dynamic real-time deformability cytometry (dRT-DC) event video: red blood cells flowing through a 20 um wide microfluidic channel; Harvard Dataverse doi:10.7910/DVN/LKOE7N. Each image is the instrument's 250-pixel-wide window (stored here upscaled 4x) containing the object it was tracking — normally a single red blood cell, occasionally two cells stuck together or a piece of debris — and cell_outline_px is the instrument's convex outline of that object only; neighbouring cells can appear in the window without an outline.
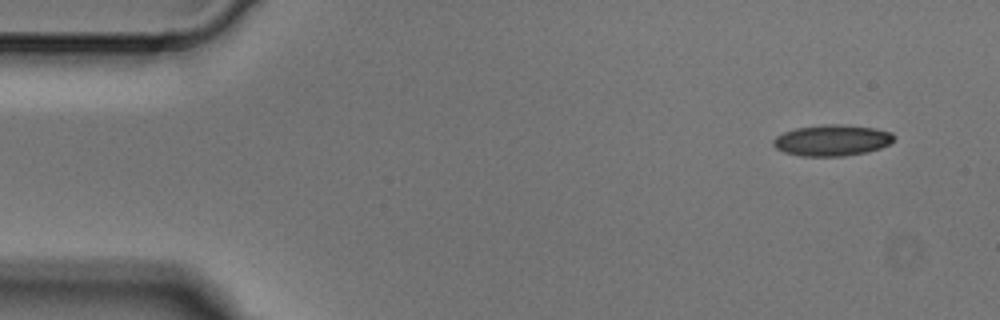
{"species": "Egyptian fruit bat (a non-hibernating species)", "species_latin": "Rousettus aegyptiacus", "temperature_condition": "cold", "stored_images_in_passage": 2, "camera_frame_rate_fps": 3000, "um_per_image_px": 0.085, "animal": {"sex": "male"}, "frame": {"image": 1, "passage_image": 1, "time_ms": 0.0, "image_size_px": [1000, 320], "cell_outline_px": [[896, 136], [888, 144], [880, 148], [868, 152], [844, 156], [800, 156], [784, 152], [776, 148], [772, 144], [772, 140], [776, 136], [784, 132], [796, 128], [828, 124], [840, 124], [872, 128], [892, 132]], "centroid_in_image_um": [70.7, 11.93], "position_along_channel_um": 14.3, "area_um2": 21.85}}